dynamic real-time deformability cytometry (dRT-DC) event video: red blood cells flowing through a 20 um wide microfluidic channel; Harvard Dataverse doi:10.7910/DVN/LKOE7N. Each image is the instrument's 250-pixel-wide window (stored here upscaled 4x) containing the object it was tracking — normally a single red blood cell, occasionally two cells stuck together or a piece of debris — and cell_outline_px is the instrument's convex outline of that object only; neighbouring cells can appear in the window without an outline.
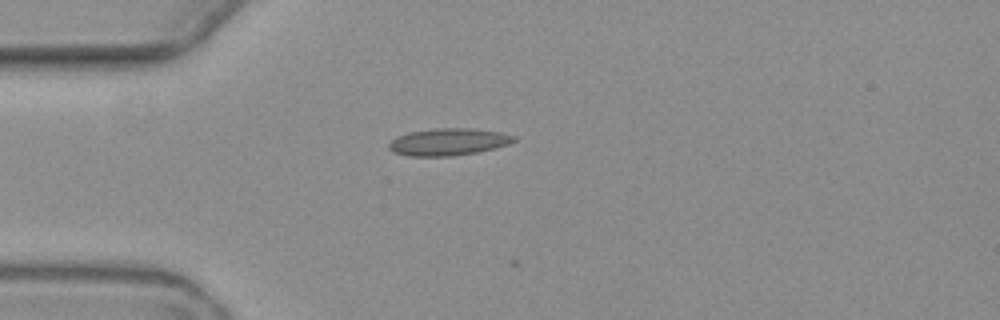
{"species": "common noctule bat (a hibernating species)", "species_latin": "Nyctalus noctula", "temperature_condition": "warm", "stored_images_in_passage": 4, "camera_frame_rate_fps": 3000, "um_per_image_px": 0.085, "animal": {"sex": "female", "body_mass_g": 19.3, "forearm_length_mm": 54.1}, "frame": {"image": 1, "passage_image": 2, "time_ms": 1.0, "image_size_px": [1000, 320], "cell_outline_px": [[516, 140], [508, 144], [496, 148], [476, 152], [452, 156], [408, 156], [392, 152], [388, 148], [388, 144], [396, 136], [408, 132], [436, 128], [468, 128], [500, 132], [516, 136]], "centroid_in_image_um": [38.08, 12.06], "position_along_channel_um": 46.9, "area_um2": 19.83}}